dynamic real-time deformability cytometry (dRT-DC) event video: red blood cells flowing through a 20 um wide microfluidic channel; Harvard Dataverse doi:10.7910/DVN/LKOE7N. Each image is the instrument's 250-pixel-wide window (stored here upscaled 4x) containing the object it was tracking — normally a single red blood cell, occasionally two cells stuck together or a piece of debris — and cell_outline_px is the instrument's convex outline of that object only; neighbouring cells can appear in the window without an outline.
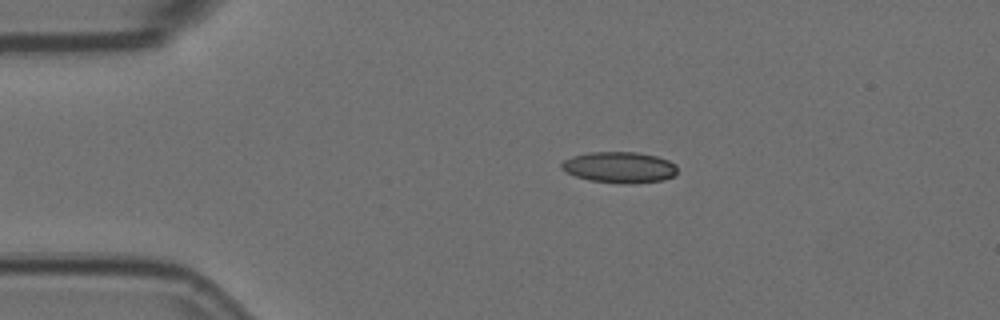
{"species": "Egyptian fruit bat (a non-hibernating species)", "species_latin": "Rousettus aegyptiacus", "temperature_condition": "room temperature", "stored_images_in_passage": 4, "camera_frame_rate_fps": 3000, "um_per_image_px": 0.085, "animal": {"sex": "female"}, "frame": {"image": 1, "passage_image": 1, "time_ms": 0.0, "image_size_px": [1000, 320], "cell_outline_px": [[676, 176], [664, 180], [636, 184], [628, 184], [588, 180], [576, 176], [560, 168], [560, 164], [564, 160], [572, 156], [588, 152], [636, 152], [656, 156], [668, 160], [676, 164]], "centroid_in_image_um": [52.68, 14.23], "position_along_channel_um": 32.3, "area_um2": 21.15}}
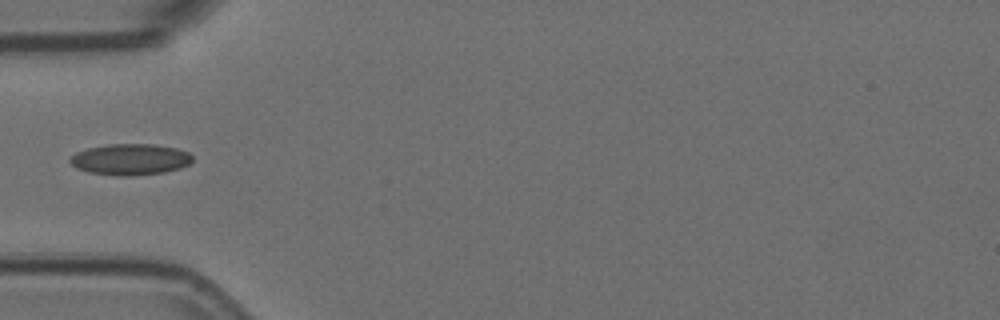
{"frame": {"image": 2, "passage_image": 3, "time_ms": 0.667, "image_size_px": [1000, 320], "cell_outline_px": [[192, 160], [188, 164], [180, 168], [164, 172], [128, 176], [116, 176], [88, 172], [76, 168], [68, 160], [76, 152], [88, 148], [108, 144], [156, 144], [176, 148], [188, 152], [192, 156]], "centroid_in_image_um": [11.06, 13.55], "position_along_channel_um": 73.9, "area_um2": 22.25}}
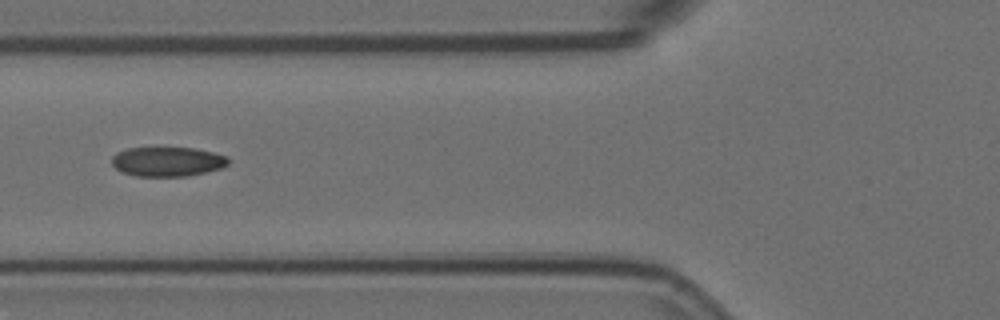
{"frame": {"image": 3, "passage_image": 4, "time_ms": 1.0, "image_size_px": [1000, 320], "cell_outline_px": [[228, 164], [220, 168], [188, 176], [136, 176], [124, 172], [116, 168], [112, 164], [112, 156], [116, 152], [128, 148], [196, 148], [228, 156]], "centroid_in_image_um": [14.23, 13.73], "position_along_channel_um": 111.6, "area_um2": 19.88}}